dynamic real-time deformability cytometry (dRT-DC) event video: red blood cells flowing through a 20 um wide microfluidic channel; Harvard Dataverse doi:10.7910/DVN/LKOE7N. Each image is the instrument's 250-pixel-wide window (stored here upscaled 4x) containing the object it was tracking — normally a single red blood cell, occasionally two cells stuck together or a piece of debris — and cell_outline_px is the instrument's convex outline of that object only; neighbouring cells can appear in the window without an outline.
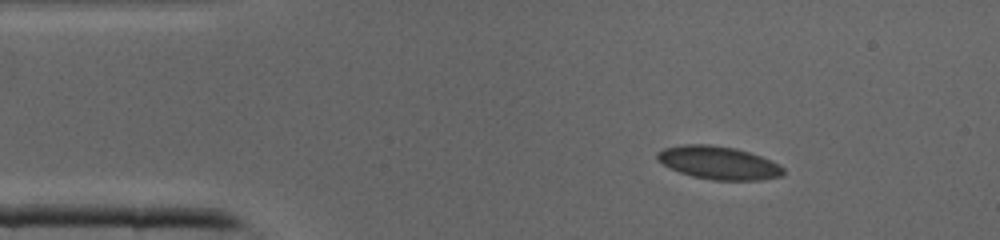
{"species": "common noctule bat (a hibernating species)", "species_latin": "Nyctalus noctula", "temperature_condition": "cold", "stored_images_in_passage": 37, "camera_frame_rate_fps": 3000, "um_per_image_px": 0.085, "animal": {"sex": "male", "body_mass_g": 19.0, "forearm_length_mm": 50.8}, "frame": {"image": 1, "passage_image": 1, "time_ms": 0.0, "image_size_px": [1000, 240], "cell_outline_px": [[784, 172], [780, 176], [756, 180], [712, 180], [692, 176], [680, 172], [656, 160], [656, 152], [664, 148], [684, 144], [708, 144], [736, 148], [760, 156], [784, 168]], "centroid_in_image_um": [61.02, 13.83], "position_along_channel_um": 24.0, "area_um2": 23.99}}
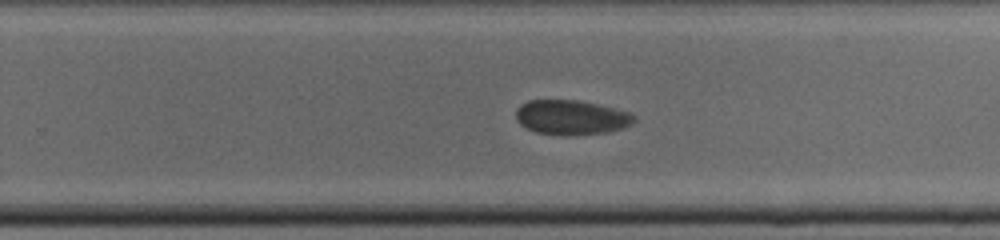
{"frame": {"image": 2, "passage_image": 21, "time_ms": 6.667, "image_size_px": [1000, 240], "cell_outline_px": [[636, 120], [632, 124], [608, 132], [568, 136], [564, 136], [536, 132], [520, 124], [516, 120], [516, 112], [520, 104], [528, 100], [576, 100], [596, 104], [632, 112], [636, 116]], "centroid_in_image_um": [48.57, 9.98], "position_along_channel_um": 281.2, "area_um2": 23.99}}
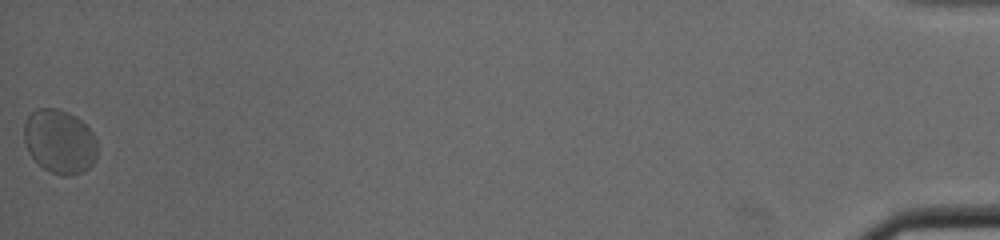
{"frame": {"image": 3, "passage_image": 37, "time_ms": 12.0, "image_size_px": [1000, 240], "cell_outline_px": [[96, 160], [88, 168], [80, 172], [68, 176], [60, 176], [44, 168], [28, 152], [24, 144], [24, 124], [28, 116], [36, 108], [56, 108], [68, 112], [76, 116], [88, 124], [96, 140]], "centroid_in_image_um": [5.07, 12.01], "position_along_channel_um": 430.1, "area_um2": 27.51}}